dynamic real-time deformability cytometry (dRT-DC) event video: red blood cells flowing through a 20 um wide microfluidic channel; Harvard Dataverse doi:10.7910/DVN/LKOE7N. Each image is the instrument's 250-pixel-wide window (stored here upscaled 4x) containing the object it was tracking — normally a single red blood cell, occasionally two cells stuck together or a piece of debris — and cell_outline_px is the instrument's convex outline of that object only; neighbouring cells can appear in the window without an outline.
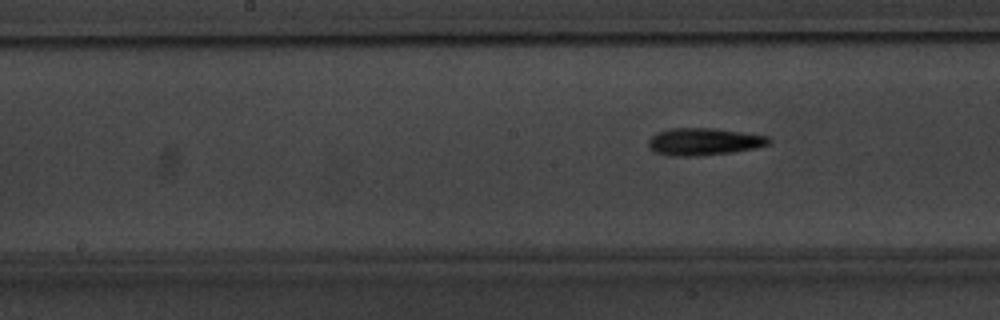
{"species": "common noctule bat (a hibernating species)", "species_latin": "Nyctalus noctula", "temperature_condition": "warm", "stored_images_in_passage": 9, "segment_of_instrument_passage": [2, 2], "camera_frame_rate_fps": 3000, "um_per_image_px": 0.085, "animal": {"sex": "male", "body_mass_g": 20.1, "forearm_length_mm": 53.5}, "frame": {"image": 1, "passage_image": 9, "time_ms": 10.667, "image_size_px": [1000, 320], "cell_outline_px": [[772, 140], [768, 144], [756, 148], [732, 152], [696, 156], [668, 156], [656, 152], [648, 148], [648, 140], [656, 132], [668, 128], [716, 128], [744, 132], [768, 136]], "centroid_in_image_um": [59.81, 12.03], "position_along_channel_um": 188.4, "area_um2": 19.36}}